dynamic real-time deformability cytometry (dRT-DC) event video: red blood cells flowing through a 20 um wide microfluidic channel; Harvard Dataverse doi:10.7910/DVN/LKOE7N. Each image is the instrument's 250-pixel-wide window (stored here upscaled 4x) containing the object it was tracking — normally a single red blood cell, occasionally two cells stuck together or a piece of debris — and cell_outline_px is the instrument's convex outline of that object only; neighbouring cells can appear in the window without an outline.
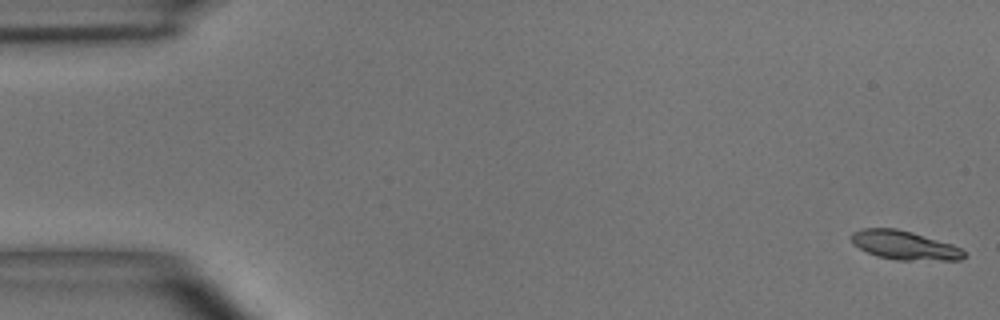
{"species": "common noctule bat (a hibernating species)", "species_latin": "Nyctalus noctula", "temperature_condition": "room temperature", "stored_images_in_passage": 4, "camera_frame_rate_fps": 3000, "um_per_image_px": 0.085, "animal": {"sex": "male", "body_mass_g": 15.6}, "frame": {"image": 1, "passage_image": 1, "time_ms": 0.0, "image_size_px": [1000, 320], "cell_outline_px": [[968, 256], [960, 260], [896, 260], [876, 256], [860, 248], [852, 240], [852, 232], [860, 228], [896, 228], [912, 232], [952, 244], [960, 248]], "centroid_in_image_um": [76.9, 20.85], "position_along_channel_um": 8.1, "area_um2": 18.9}}
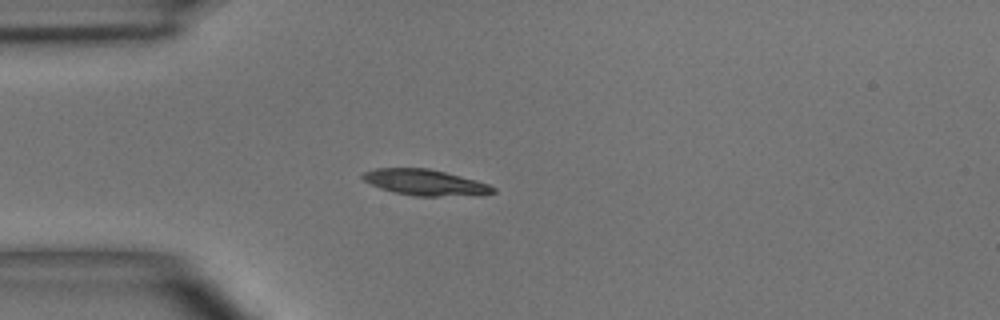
{"frame": {"image": 2, "passage_image": 4, "time_ms": 4.333, "image_size_px": [1000, 320], "cell_outline_px": [[496, 192], [484, 196], [412, 196], [380, 188], [364, 180], [360, 176], [364, 172], [376, 168], [428, 168], [476, 180], [488, 184], [496, 188]], "centroid_in_image_um": [36.21, 15.52], "position_along_channel_um": 48.8, "area_um2": 19.83}}